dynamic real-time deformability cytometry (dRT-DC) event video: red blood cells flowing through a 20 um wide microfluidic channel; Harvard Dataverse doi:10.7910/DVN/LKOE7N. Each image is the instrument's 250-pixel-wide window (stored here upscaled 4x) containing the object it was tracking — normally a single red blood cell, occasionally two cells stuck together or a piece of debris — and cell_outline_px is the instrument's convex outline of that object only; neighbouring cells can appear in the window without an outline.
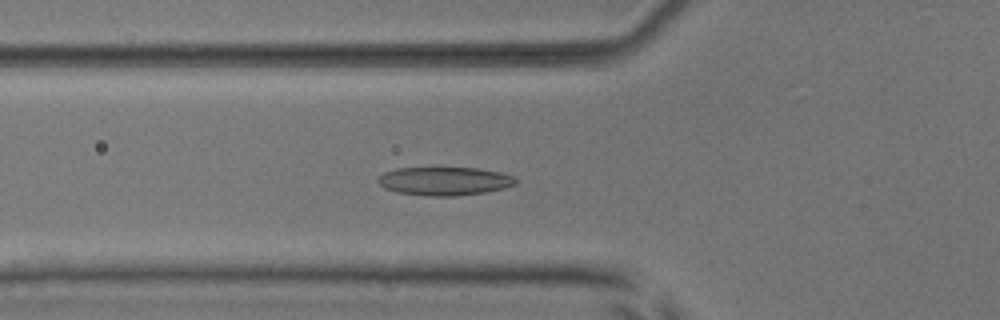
{"species": "common noctule bat (a hibernating species)", "species_latin": "Nyctalus noctula", "temperature_condition": "room temperature", "stored_images_in_passage": 54, "camera_frame_rate_fps": 3000, "um_per_image_px": 0.085, "animal": {"sex": "male", "body_mass_g": 17.9, "forearm_length_mm": 54.2}, "frame": {"image": 1, "passage_image": 20, "time_ms": 6.333, "image_size_px": [1000, 320], "cell_outline_px": [[516, 184], [504, 188], [484, 192], [456, 196], [428, 196], [396, 192], [384, 188], [376, 180], [384, 172], [400, 168], [480, 168], [500, 172], [512, 176], [516, 180]], "centroid_in_image_um": [37.77, 15.4], "position_along_channel_um": 88.0, "area_um2": 22.72}}
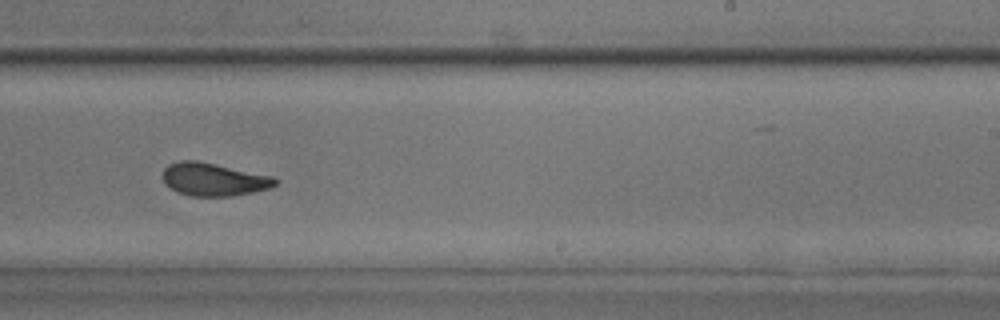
{"frame": {"image": 2, "passage_image": 34, "time_ms": 11.0, "image_size_px": [1000, 320], "cell_outline_px": [[276, 184], [268, 188], [252, 192], [232, 196], [192, 196], [180, 192], [164, 184], [164, 168], [168, 164], [176, 160], [196, 160], [216, 164], [272, 176], [276, 180]], "centroid_in_image_um": [18.13, 15.23], "position_along_channel_um": 270.9, "area_um2": 21.33}}
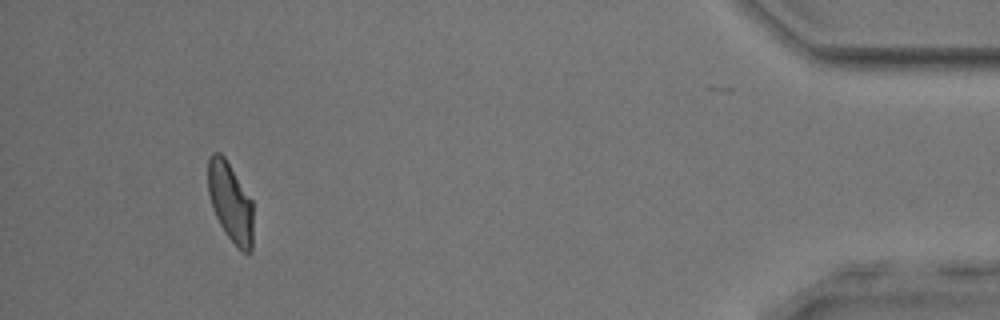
{"frame": {"image": 3, "passage_image": 50, "time_ms": 16.333, "image_size_px": [1000, 320], "cell_outline_px": [[252, 252], [244, 252], [224, 232], [212, 208], [208, 192], [208, 156], [212, 152], [220, 152], [224, 156], [252, 200]], "centroid_in_image_um": [19.56, 17.14], "position_along_channel_um": 415.6, "area_um2": 20.69}, "authors_computed_cell_mechanics": {"area_um2": 21.964, "velocity_mm_per_s": 3.9308, "shape_relaxation_time_tau1_ms": 5.0253, "shape_relaxation_time_tau2_ms": 1.885, "deformation_change_tau1": 0.1596, "deformation_change_tau2": 0.0837}}